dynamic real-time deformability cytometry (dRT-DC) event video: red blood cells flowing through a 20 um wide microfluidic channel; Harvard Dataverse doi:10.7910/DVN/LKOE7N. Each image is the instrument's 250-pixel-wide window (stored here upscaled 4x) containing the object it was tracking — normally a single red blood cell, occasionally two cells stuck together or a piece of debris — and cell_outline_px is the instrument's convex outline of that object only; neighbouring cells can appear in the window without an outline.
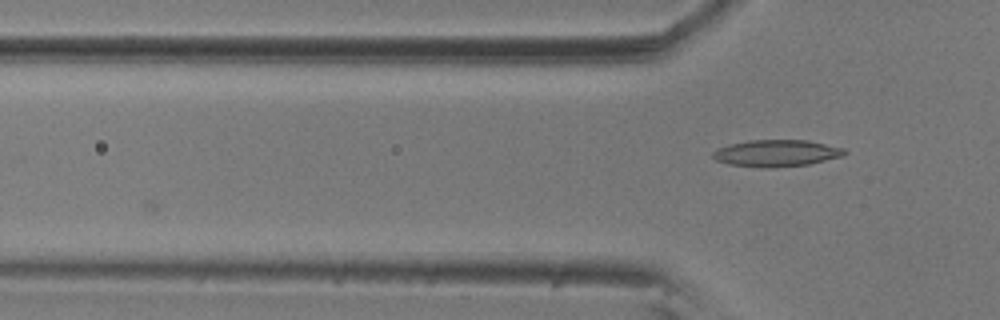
{"species": "common noctule bat (a hibernating species)", "species_latin": "Nyctalus noctula", "temperature_condition": "room temperature", "stored_images_in_passage": 3, "camera_frame_rate_fps": 3000, "um_per_image_px": 0.085, "animal": {"sex": "male", "body_mass_g": 20.5, "forearm_length_mm": 52.5}, "frame": {"image": 1, "passage_image": 3, "time_ms": 0.667, "image_size_px": [1000, 320], "cell_outline_px": [[848, 152], [844, 156], [808, 164], [768, 168], [728, 164], [716, 160], [712, 156], [712, 152], [728, 144], [748, 140], [808, 140], [844, 148]], "centroid_in_image_um": [66.02, 13.01], "position_along_channel_um": 59.8, "area_um2": 20.52}}